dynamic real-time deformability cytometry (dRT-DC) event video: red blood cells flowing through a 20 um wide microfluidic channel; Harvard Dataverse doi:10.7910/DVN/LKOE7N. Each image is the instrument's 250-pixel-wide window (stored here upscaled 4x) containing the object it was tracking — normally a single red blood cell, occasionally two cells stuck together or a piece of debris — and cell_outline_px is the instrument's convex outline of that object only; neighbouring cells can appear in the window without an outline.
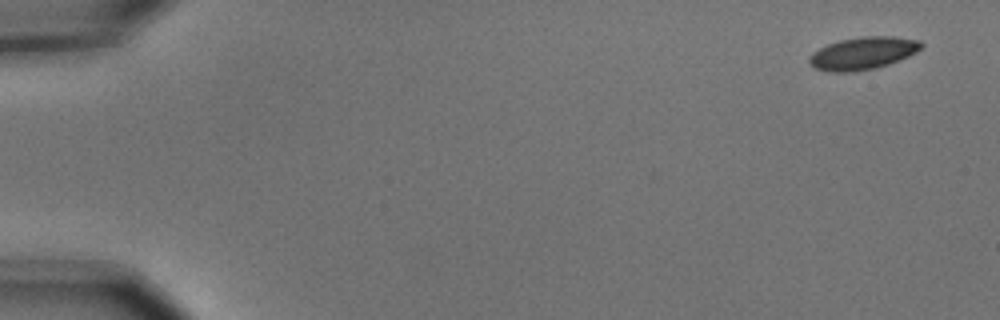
{"species": "common noctule bat (a hibernating species)", "species_latin": "Nyctalus noctula", "temperature_condition": "cold", "stored_images_in_passage": 4, "camera_frame_rate_fps": 3000, "um_per_image_px": 0.085, "animal": {"sex": "male", "body_mass_g": 15.6}, "frame": {"image": 1, "passage_image": 1, "time_ms": 0.0, "image_size_px": [1000, 320], "cell_outline_px": [[924, 44], [916, 52], [908, 56], [888, 64], [876, 68], [852, 72], [832, 72], [816, 68], [808, 60], [808, 56], [812, 52], [828, 44], [840, 40], [860, 36], [892, 36], [920, 40]], "centroid_in_image_um": [73.35, 4.51], "position_along_channel_um": 11.7, "area_um2": 21.15}}
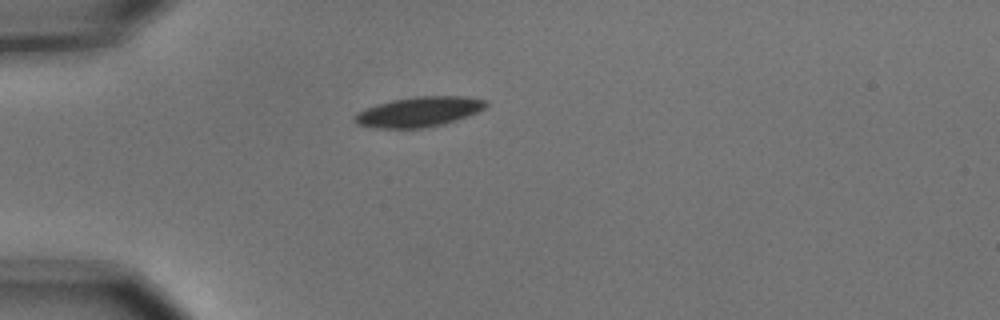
{"frame": {"image": 2, "passage_image": 4, "time_ms": 1.0, "image_size_px": [1000, 320], "cell_outline_px": [[488, 104], [484, 108], [468, 116], [444, 124], [424, 128], [376, 128], [356, 124], [352, 120], [352, 116], [356, 112], [376, 104], [392, 100], [412, 96], [468, 96], [488, 100]], "centroid_in_image_um": [35.58, 9.5], "position_along_channel_um": 49.4, "area_um2": 23.29}}